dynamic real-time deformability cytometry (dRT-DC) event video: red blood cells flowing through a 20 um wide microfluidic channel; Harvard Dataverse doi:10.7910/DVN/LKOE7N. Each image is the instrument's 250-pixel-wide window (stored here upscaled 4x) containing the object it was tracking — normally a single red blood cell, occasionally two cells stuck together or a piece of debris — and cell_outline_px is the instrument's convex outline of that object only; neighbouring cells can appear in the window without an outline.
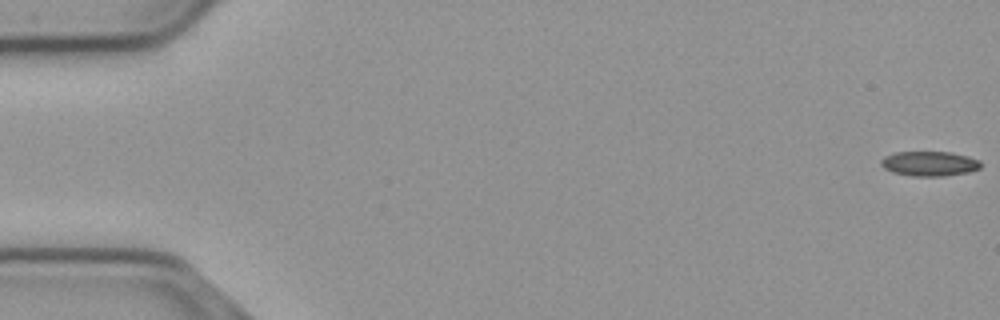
{"species": "common noctule bat (a hibernating species)", "species_latin": "Nyctalus noctula", "temperature_condition": "cold", "stored_images_in_passage": 56, "camera_frame_rate_fps": 3000, "um_per_image_px": 0.085, "animal": {"sex": "male", "body_mass_g": 23.1, "forearm_length_mm": 52.7}, "frame": {"image": 1, "passage_image": 1, "time_ms": 0.0, "image_size_px": [1000, 320], "cell_outline_px": [[980, 168], [968, 172], [944, 176], [912, 176], [892, 172], [884, 168], [880, 164], [880, 160], [884, 156], [896, 152], [952, 152], [968, 156], [980, 160]], "centroid_in_image_um": [78.98, 13.9], "position_along_channel_um": 6.0, "area_um2": 14.45}}
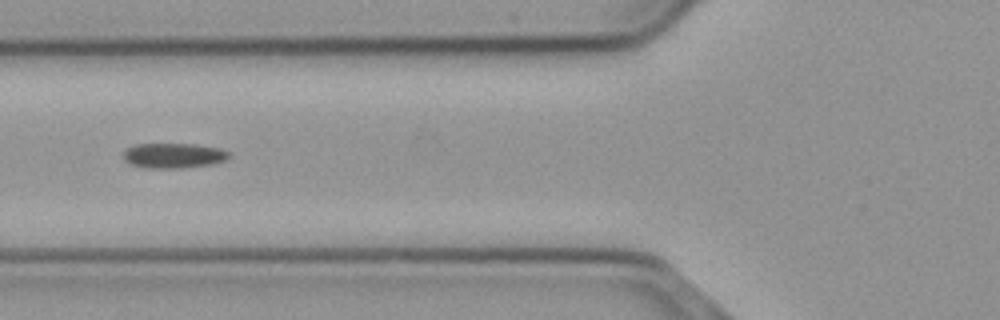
{"frame": {"image": 2, "passage_image": 22, "time_ms": 7.0, "image_size_px": [1000, 320], "cell_outline_px": [[228, 160], [212, 164], [180, 168], [144, 168], [128, 164], [124, 160], [124, 152], [128, 148], [136, 144], [196, 144], [220, 148], [228, 152]], "centroid_in_image_um": [14.74, 13.23], "position_along_channel_um": 111.1, "area_um2": 15.49}}
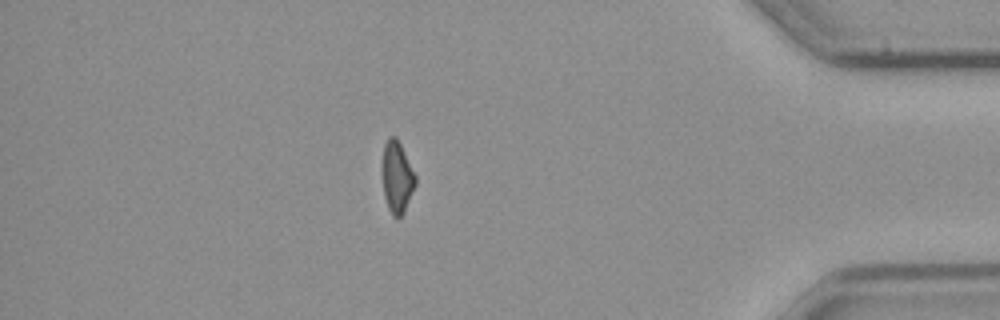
{"frame": {"image": 3, "passage_image": 49, "time_ms": 16.0, "image_size_px": [1000, 320], "cell_outline_px": [[416, 184], [404, 212], [396, 220], [392, 216], [388, 208], [384, 196], [380, 168], [384, 144], [388, 136], [396, 136], [416, 176]], "centroid_in_image_um": [33.7, 15.05], "position_along_channel_um": 401.5, "area_um2": 14.22}}